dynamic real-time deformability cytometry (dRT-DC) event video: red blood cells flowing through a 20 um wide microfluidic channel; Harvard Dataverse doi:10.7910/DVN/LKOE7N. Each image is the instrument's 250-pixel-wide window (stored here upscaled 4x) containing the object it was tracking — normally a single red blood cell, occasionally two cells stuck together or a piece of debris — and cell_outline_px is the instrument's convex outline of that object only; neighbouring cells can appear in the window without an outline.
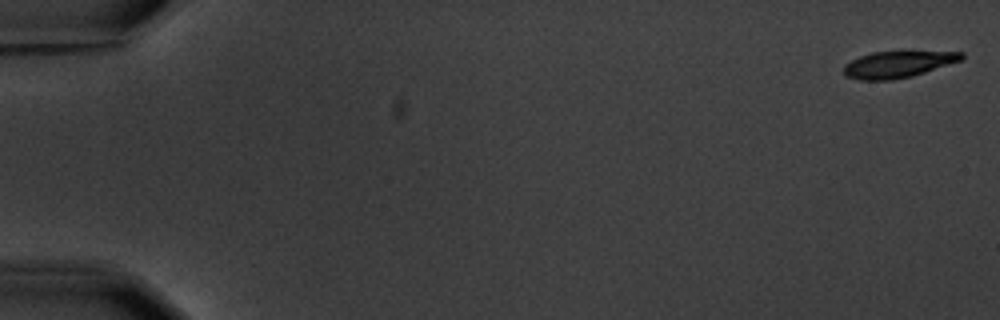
{"species": "common noctule bat (a hibernating species)", "species_latin": "Nyctalus noctula", "temperature_condition": "warm", "stored_images_in_passage": 6, "segment_of_instrument_passage": [1, 2], "camera_frame_rate_fps": 3000, "um_per_image_px": 0.085, "animal": {"sex": "male", "body_mass_g": 20.1, "forearm_length_mm": 53.5}, "frame": {"image": 1, "passage_image": 1, "time_ms": 0.0, "image_size_px": [1000, 320], "cell_outline_px": [[964, 60], [912, 76], [892, 80], [860, 80], [844, 76], [844, 64], [860, 56], [872, 52], [964, 52]], "centroid_in_image_um": [76.32, 5.48], "position_along_channel_um": 8.7, "area_um2": 18.15}}
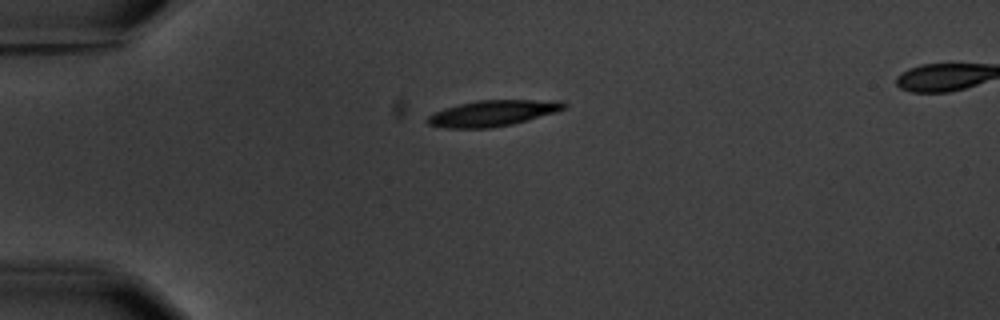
{"frame": {"image": 2, "passage_image": 5, "time_ms": 4.667, "image_size_px": [1000, 320], "cell_outline_px": [[568, 104], [564, 108], [556, 112], [528, 120], [512, 124], [492, 128], [444, 128], [428, 124], [424, 120], [428, 116], [444, 108], [460, 104], [480, 100], [564, 100]], "centroid_in_image_um": [41.9, 9.62], "position_along_channel_um": 43.1, "area_um2": 20.69}}